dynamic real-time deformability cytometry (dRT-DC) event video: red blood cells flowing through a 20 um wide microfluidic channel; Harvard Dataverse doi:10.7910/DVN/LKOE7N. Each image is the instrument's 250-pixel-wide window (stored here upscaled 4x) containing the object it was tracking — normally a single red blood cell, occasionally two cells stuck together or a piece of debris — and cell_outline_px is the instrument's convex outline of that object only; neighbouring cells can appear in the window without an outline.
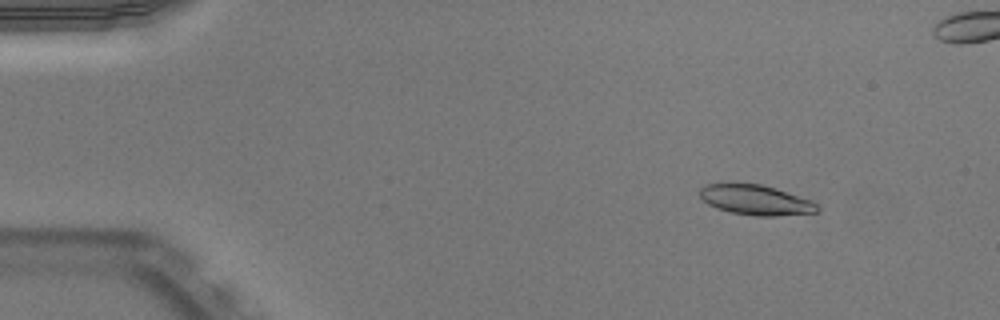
{"species": "Egyptian fruit bat (a non-hibernating species)", "species_latin": "Rousettus aegyptiacus", "temperature_condition": "warm", "stored_images_in_passage": 52, "segment_of_instrument_passage": [1, 2], "camera_frame_rate_fps": 3000, "um_per_image_px": 0.085, "animal": {"sex": "male"}, "frame": {"image": 1, "passage_image": 6, "time_ms": 1.667, "image_size_px": [1000, 320], "cell_outline_px": [[820, 212], [776, 216], [756, 216], [732, 212], [716, 208], [708, 204], [700, 196], [700, 188], [708, 184], [732, 180], [760, 184], [776, 188], [812, 200], [820, 208]], "centroid_in_image_um": [64.22, 16.96], "position_along_channel_um": 20.8, "area_um2": 21.21}}
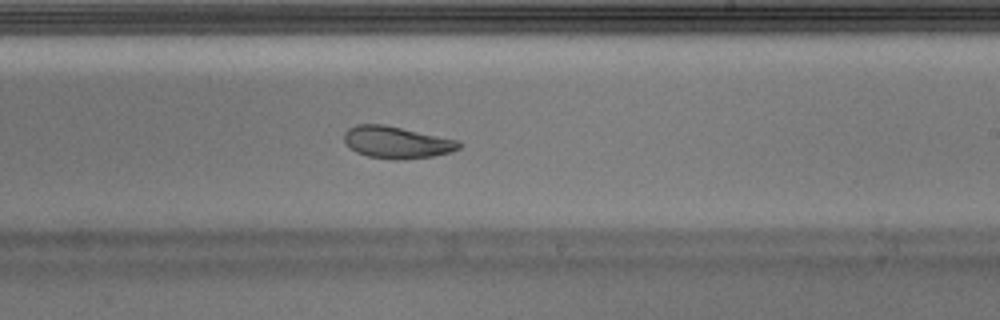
{"frame": {"image": 2, "passage_image": 31, "time_ms": 10.0, "image_size_px": [1000, 320], "cell_outline_px": [[464, 144], [460, 148], [452, 152], [432, 156], [400, 160], [392, 160], [368, 156], [356, 152], [344, 140], [344, 132], [348, 128], [356, 124], [384, 124], [460, 140]], "centroid_in_image_um": [33.77, 12.09], "position_along_channel_um": 255.2, "area_um2": 21.62}}
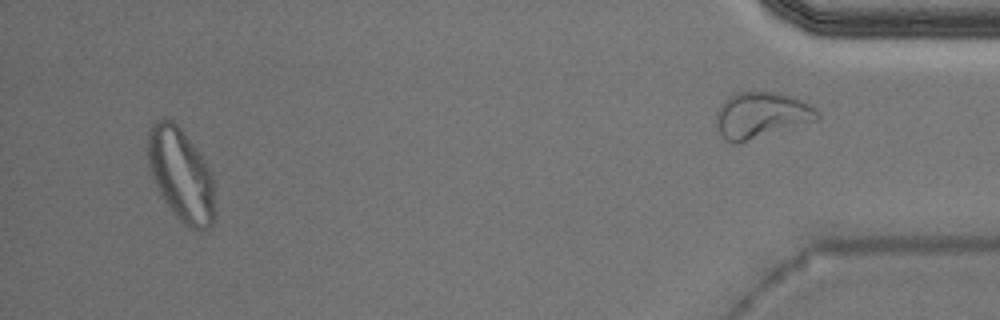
{"frame": {"image": 3, "passage_image": 49, "time_ms": 16.0, "image_size_px": [1000, 320], "cell_outline_px": [[216, 212], [212, 224], [208, 228], [200, 232], [184, 224], [172, 212], [156, 188], [148, 168], [148, 128], [152, 120], [160, 116], [164, 116], [172, 120], [180, 128], [196, 148], [212, 172]], "centroid_in_image_um": [15.37, 14.83], "position_along_channel_um": 419.8, "area_um2": 37.05}}